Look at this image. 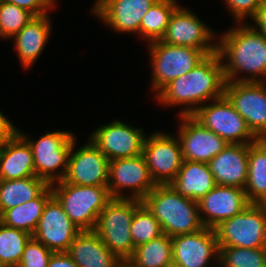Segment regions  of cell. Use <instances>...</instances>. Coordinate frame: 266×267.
Masks as SVG:
<instances>
[{
	"label": "cell",
	"instance_id": "1",
	"mask_svg": "<svg viewBox=\"0 0 266 267\" xmlns=\"http://www.w3.org/2000/svg\"><path fill=\"white\" fill-rule=\"evenodd\" d=\"M216 41L226 82H266V37L250 23L234 24Z\"/></svg>",
	"mask_w": 266,
	"mask_h": 267
},
{
	"label": "cell",
	"instance_id": "2",
	"mask_svg": "<svg viewBox=\"0 0 266 267\" xmlns=\"http://www.w3.org/2000/svg\"><path fill=\"white\" fill-rule=\"evenodd\" d=\"M225 83L223 64L218 52H215L207 55L185 75L171 80L154 99L165 107L183 105L177 112L178 116L192 115L207 101L222 97Z\"/></svg>",
	"mask_w": 266,
	"mask_h": 267
},
{
	"label": "cell",
	"instance_id": "3",
	"mask_svg": "<svg viewBox=\"0 0 266 267\" xmlns=\"http://www.w3.org/2000/svg\"><path fill=\"white\" fill-rule=\"evenodd\" d=\"M169 237L192 234L204 228L198 202L183 197L171 184L156 185L142 200Z\"/></svg>",
	"mask_w": 266,
	"mask_h": 267
},
{
	"label": "cell",
	"instance_id": "4",
	"mask_svg": "<svg viewBox=\"0 0 266 267\" xmlns=\"http://www.w3.org/2000/svg\"><path fill=\"white\" fill-rule=\"evenodd\" d=\"M53 196L81 230H94L98 215L112 199L108 186H82L64 180L51 184Z\"/></svg>",
	"mask_w": 266,
	"mask_h": 267
},
{
	"label": "cell",
	"instance_id": "5",
	"mask_svg": "<svg viewBox=\"0 0 266 267\" xmlns=\"http://www.w3.org/2000/svg\"><path fill=\"white\" fill-rule=\"evenodd\" d=\"M142 200L112 198L98 215L94 232L121 260H128L134 253L131 222Z\"/></svg>",
	"mask_w": 266,
	"mask_h": 267
},
{
	"label": "cell",
	"instance_id": "6",
	"mask_svg": "<svg viewBox=\"0 0 266 267\" xmlns=\"http://www.w3.org/2000/svg\"><path fill=\"white\" fill-rule=\"evenodd\" d=\"M17 132L32 149L36 177L45 180L49 185L63 180L68 169L74 134L59 130L47 132L38 140H33L24 131L19 129Z\"/></svg>",
	"mask_w": 266,
	"mask_h": 267
},
{
	"label": "cell",
	"instance_id": "7",
	"mask_svg": "<svg viewBox=\"0 0 266 267\" xmlns=\"http://www.w3.org/2000/svg\"><path fill=\"white\" fill-rule=\"evenodd\" d=\"M152 65L151 90L157 94L171 80L185 75L198 65L210 50L175 46L156 40L147 45Z\"/></svg>",
	"mask_w": 266,
	"mask_h": 267
},
{
	"label": "cell",
	"instance_id": "8",
	"mask_svg": "<svg viewBox=\"0 0 266 267\" xmlns=\"http://www.w3.org/2000/svg\"><path fill=\"white\" fill-rule=\"evenodd\" d=\"M218 246L266 247V205L250 203L214 228Z\"/></svg>",
	"mask_w": 266,
	"mask_h": 267
},
{
	"label": "cell",
	"instance_id": "9",
	"mask_svg": "<svg viewBox=\"0 0 266 267\" xmlns=\"http://www.w3.org/2000/svg\"><path fill=\"white\" fill-rule=\"evenodd\" d=\"M199 107L192 116L229 144L254 143L258 138L225 95Z\"/></svg>",
	"mask_w": 266,
	"mask_h": 267
},
{
	"label": "cell",
	"instance_id": "10",
	"mask_svg": "<svg viewBox=\"0 0 266 267\" xmlns=\"http://www.w3.org/2000/svg\"><path fill=\"white\" fill-rule=\"evenodd\" d=\"M142 155L156 185L171 184L184 162L178 138L161 130L146 135Z\"/></svg>",
	"mask_w": 266,
	"mask_h": 267
},
{
	"label": "cell",
	"instance_id": "11",
	"mask_svg": "<svg viewBox=\"0 0 266 267\" xmlns=\"http://www.w3.org/2000/svg\"><path fill=\"white\" fill-rule=\"evenodd\" d=\"M112 198L143 200L156 186L142 154L109 161L108 184ZM130 195L123 193L124 190Z\"/></svg>",
	"mask_w": 266,
	"mask_h": 267
},
{
	"label": "cell",
	"instance_id": "12",
	"mask_svg": "<svg viewBox=\"0 0 266 267\" xmlns=\"http://www.w3.org/2000/svg\"><path fill=\"white\" fill-rule=\"evenodd\" d=\"M224 95L258 139H266V82H226Z\"/></svg>",
	"mask_w": 266,
	"mask_h": 267
},
{
	"label": "cell",
	"instance_id": "13",
	"mask_svg": "<svg viewBox=\"0 0 266 267\" xmlns=\"http://www.w3.org/2000/svg\"><path fill=\"white\" fill-rule=\"evenodd\" d=\"M89 137L88 140L111 161L142 154L146 135L143 128H134L117 119L98 127Z\"/></svg>",
	"mask_w": 266,
	"mask_h": 267
},
{
	"label": "cell",
	"instance_id": "14",
	"mask_svg": "<svg viewBox=\"0 0 266 267\" xmlns=\"http://www.w3.org/2000/svg\"><path fill=\"white\" fill-rule=\"evenodd\" d=\"M216 34L193 11L179 5L172 13L161 41L170 45L210 50L215 53L217 42L214 40H217L218 36Z\"/></svg>",
	"mask_w": 266,
	"mask_h": 267
},
{
	"label": "cell",
	"instance_id": "15",
	"mask_svg": "<svg viewBox=\"0 0 266 267\" xmlns=\"http://www.w3.org/2000/svg\"><path fill=\"white\" fill-rule=\"evenodd\" d=\"M171 239L173 267H218L219 246L214 229L204 227L198 232L176 235ZM211 260L216 266H210Z\"/></svg>",
	"mask_w": 266,
	"mask_h": 267
},
{
	"label": "cell",
	"instance_id": "16",
	"mask_svg": "<svg viewBox=\"0 0 266 267\" xmlns=\"http://www.w3.org/2000/svg\"><path fill=\"white\" fill-rule=\"evenodd\" d=\"M76 141L74 138L63 180L73 185L107 186L108 158L90 140L76 150Z\"/></svg>",
	"mask_w": 266,
	"mask_h": 267
},
{
	"label": "cell",
	"instance_id": "17",
	"mask_svg": "<svg viewBox=\"0 0 266 267\" xmlns=\"http://www.w3.org/2000/svg\"><path fill=\"white\" fill-rule=\"evenodd\" d=\"M180 125L177 138L184 160L208 163L224 150L229 143L206 129L192 115L179 116Z\"/></svg>",
	"mask_w": 266,
	"mask_h": 267
},
{
	"label": "cell",
	"instance_id": "18",
	"mask_svg": "<svg viewBox=\"0 0 266 267\" xmlns=\"http://www.w3.org/2000/svg\"><path fill=\"white\" fill-rule=\"evenodd\" d=\"M81 230L69 219L58 200L52 196L45 204L32 237L52 252H67Z\"/></svg>",
	"mask_w": 266,
	"mask_h": 267
},
{
	"label": "cell",
	"instance_id": "19",
	"mask_svg": "<svg viewBox=\"0 0 266 267\" xmlns=\"http://www.w3.org/2000/svg\"><path fill=\"white\" fill-rule=\"evenodd\" d=\"M156 1L96 0L90 12L115 33H135L140 36L142 18Z\"/></svg>",
	"mask_w": 266,
	"mask_h": 267
},
{
	"label": "cell",
	"instance_id": "20",
	"mask_svg": "<svg viewBox=\"0 0 266 267\" xmlns=\"http://www.w3.org/2000/svg\"><path fill=\"white\" fill-rule=\"evenodd\" d=\"M249 204L244 189L216 185L198 201L201 222L204 227L214 229L221 222L243 211Z\"/></svg>",
	"mask_w": 266,
	"mask_h": 267
},
{
	"label": "cell",
	"instance_id": "21",
	"mask_svg": "<svg viewBox=\"0 0 266 267\" xmlns=\"http://www.w3.org/2000/svg\"><path fill=\"white\" fill-rule=\"evenodd\" d=\"M249 144H229L209 162L216 185L244 189L248 176Z\"/></svg>",
	"mask_w": 266,
	"mask_h": 267
},
{
	"label": "cell",
	"instance_id": "22",
	"mask_svg": "<svg viewBox=\"0 0 266 267\" xmlns=\"http://www.w3.org/2000/svg\"><path fill=\"white\" fill-rule=\"evenodd\" d=\"M50 14L33 17L15 36L14 50L23 68H30L42 54L51 34Z\"/></svg>",
	"mask_w": 266,
	"mask_h": 267
},
{
	"label": "cell",
	"instance_id": "23",
	"mask_svg": "<svg viewBox=\"0 0 266 267\" xmlns=\"http://www.w3.org/2000/svg\"><path fill=\"white\" fill-rule=\"evenodd\" d=\"M36 176L33 153L27 141L16 132L0 145V180Z\"/></svg>",
	"mask_w": 266,
	"mask_h": 267
},
{
	"label": "cell",
	"instance_id": "24",
	"mask_svg": "<svg viewBox=\"0 0 266 267\" xmlns=\"http://www.w3.org/2000/svg\"><path fill=\"white\" fill-rule=\"evenodd\" d=\"M78 267H117L118 258L92 231H81L66 252Z\"/></svg>",
	"mask_w": 266,
	"mask_h": 267
},
{
	"label": "cell",
	"instance_id": "25",
	"mask_svg": "<svg viewBox=\"0 0 266 267\" xmlns=\"http://www.w3.org/2000/svg\"><path fill=\"white\" fill-rule=\"evenodd\" d=\"M171 185L183 197L198 202L216 186V183L208 163L184 160Z\"/></svg>",
	"mask_w": 266,
	"mask_h": 267
},
{
	"label": "cell",
	"instance_id": "26",
	"mask_svg": "<svg viewBox=\"0 0 266 267\" xmlns=\"http://www.w3.org/2000/svg\"><path fill=\"white\" fill-rule=\"evenodd\" d=\"M244 190L250 203L266 205V139L249 143L248 176Z\"/></svg>",
	"mask_w": 266,
	"mask_h": 267
},
{
	"label": "cell",
	"instance_id": "27",
	"mask_svg": "<svg viewBox=\"0 0 266 267\" xmlns=\"http://www.w3.org/2000/svg\"><path fill=\"white\" fill-rule=\"evenodd\" d=\"M53 196L49 185L37 198L5 210L0 215V222L33 235L47 201Z\"/></svg>",
	"mask_w": 266,
	"mask_h": 267
},
{
	"label": "cell",
	"instance_id": "28",
	"mask_svg": "<svg viewBox=\"0 0 266 267\" xmlns=\"http://www.w3.org/2000/svg\"><path fill=\"white\" fill-rule=\"evenodd\" d=\"M49 184L36 176L0 180V215L8 209L37 198Z\"/></svg>",
	"mask_w": 266,
	"mask_h": 267
},
{
	"label": "cell",
	"instance_id": "29",
	"mask_svg": "<svg viewBox=\"0 0 266 267\" xmlns=\"http://www.w3.org/2000/svg\"><path fill=\"white\" fill-rule=\"evenodd\" d=\"M135 267H173L172 239L164 233L134 249L128 259Z\"/></svg>",
	"mask_w": 266,
	"mask_h": 267
},
{
	"label": "cell",
	"instance_id": "30",
	"mask_svg": "<svg viewBox=\"0 0 266 267\" xmlns=\"http://www.w3.org/2000/svg\"><path fill=\"white\" fill-rule=\"evenodd\" d=\"M177 0H158L143 16L140 24V37L147 39V44L161 40L164 36L170 17L178 7Z\"/></svg>",
	"mask_w": 266,
	"mask_h": 267
},
{
	"label": "cell",
	"instance_id": "31",
	"mask_svg": "<svg viewBox=\"0 0 266 267\" xmlns=\"http://www.w3.org/2000/svg\"><path fill=\"white\" fill-rule=\"evenodd\" d=\"M32 235L0 222V261L6 267H17L25 245Z\"/></svg>",
	"mask_w": 266,
	"mask_h": 267
},
{
	"label": "cell",
	"instance_id": "32",
	"mask_svg": "<svg viewBox=\"0 0 266 267\" xmlns=\"http://www.w3.org/2000/svg\"><path fill=\"white\" fill-rule=\"evenodd\" d=\"M218 267H266V247L219 246Z\"/></svg>",
	"mask_w": 266,
	"mask_h": 267
},
{
	"label": "cell",
	"instance_id": "33",
	"mask_svg": "<svg viewBox=\"0 0 266 267\" xmlns=\"http://www.w3.org/2000/svg\"><path fill=\"white\" fill-rule=\"evenodd\" d=\"M130 231L134 249L163 234L158 220L143 203L134 212Z\"/></svg>",
	"mask_w": 266,
	"mask_h": 267
},
{
	"label": "cell",
	"instance_id": "34",
	"mask_svg": "<svg viewBox=\"0 0 266 267\" xmlns=\"http://www.w3.org/2000/svg\"><path fill=\"white\" fill-rule=\"evenodd\" d=\"M33 17L15 4L0 1V38L11 40Z\"/></svg>",
	"mask_w": 266,
	"mask_h": 267
},
{
	"label": "cell",
	"instance_id": "35",
	"mask_svg": "<svg viewBox=\"0 0 266 267\" xmlns=\"http://www.w3.org/2000/svg\"><path fill=\"white\" fill-rule=\"evenodd\" d=\"M53 253L43 243L31 237L17 267H47Z\"/></svg>",
	"mask_w": 266,
	"mask_h": 267
},
{
	"label": "cell",
	"instance_id": "36",
	"mask_svg": "<svg viewBox=\"0 0 266 267\" xmlns=\"http://www.w3.org/2000/svg\"><path fill=\"white\" fill-rule=\"evenodd\" d=\"M229 13L232 14L234 23H246L254 17L257 9L264 0H223ZM250 18V19H248Z\"/></svg>",
	"mask_w": 266,
	"mask_h": 267
},
{
	"label": "cell",
	"instance_id": "37",
	"mask_svg": "<svg viewBox=\"0 0 266 267\" xmlns=\"http://www.w3.org/2000/svg\"><path fill=\"white\" fill-rule=\"evenodd\" d=\"M3 2L15 4L18 7L27 10L34 17L49 14L51 9L56 6V0H0Z\"/></svg>",
	"mask_w": 266,
	"mask_h": 267
},
{
	"label": "cell",
	"instance_id": "38",
	"mask_svg": "<svg viewBox=\"0 0 266 267\" xmlns=\"http://www.w3.org/2000/svg\"><path fill=\"white\" fill-rule=\"evenodd\" d=\"M18 129L0 110V145L10 139Z\"/></svg>",
	"mask_w": 266,
	"mask_h": 267
},
{
	"label": "cell",
	"instance_id": "39",
	"mask_svg": "<svg viewBox=\"0 0 266 267\" xmlns=\"http://www.w3.org/2000/svg\"><path fill=\"white\" fill-rule=\"evenodd\" d=\"M251 20L253 22L250 25L266 37V0L262 2Z\"/></svg>",
	"mask_w": 266,
	"mask_h": 267
},
{
	"label": "cell",
	"instance_id": "40",
	"mask_svg": "<svg viewBox=\"0 0 266 267\" xmlns=\"http://www.w3.org/2000/svg\"><path fill=\"white\" fill-rule=\"evenodd\" d=\"M47 267H78L66 252L53 253Z\"/></svg>",
	"mask_w": 266,
	"mask_h": 267
},
{
	"label": "cell",
	"instance_id": "41",
	"mask_svg": "<svg viewBox=\"0 0 266 267\" xmlns=\"http://www.w3.org/2000/svg\"><path fill=\"white\" fill-rule=\"evenodd\" d=\"M117 267H135L132 263L128 260H121Z\"/></svg>",
	"mask_w": 266,
	"mask_h": 267
},
{
	"label": "cell",
	"instance_id": "42",
	"mask_svg": "<svg viewBox=\"0 0 266 267\" xmlns=\"http://www.w3.org/2000/svg\"><path fill=\"white\" fill-rule=\"evenodd\" d=\"M0 267H6V266L0 261Z\"/></svg>",
	"mask_w": 266,
	"mask_h": 267
}]
</instances>
